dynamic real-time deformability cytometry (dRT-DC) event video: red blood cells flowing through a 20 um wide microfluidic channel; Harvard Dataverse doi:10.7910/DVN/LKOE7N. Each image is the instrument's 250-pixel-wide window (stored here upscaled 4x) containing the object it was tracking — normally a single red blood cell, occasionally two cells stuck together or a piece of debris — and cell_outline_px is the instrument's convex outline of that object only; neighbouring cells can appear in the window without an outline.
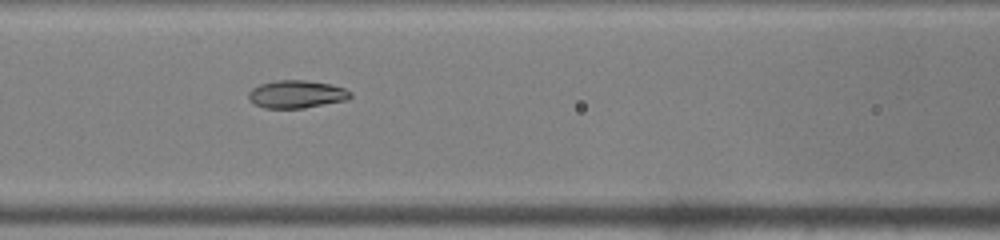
{"species": "common noctule bat (a hibernating species)", "species_latin": "Nyctalus noctula", "temperature_condition": "warm", "stored_images_in_passage": 38, "camera_frame_rate_fps": 3000, "um_per_image_px": 0.085, "animal": {"sex": "male", "body_mass_g": 19.0, "forearm_length_mm": 50.8}, "frame": {"image": 1, "passage_image": 11, "time_ms": 3.333, "image_size_px": [1000, 240], "cell_outline_px": [[352, 96], [348, 100], [304, 108], [264, 108], [256, 104], [248, 96], [248, 92], [252, 88], [260, 84], [276, 80], [308, 80], [332, 84], [344, 88], [352, 92]], "centroid_in_image_um": [25.25, 8.0], "position_along_channel_um": 141.3, "area_um2": 16.59}}
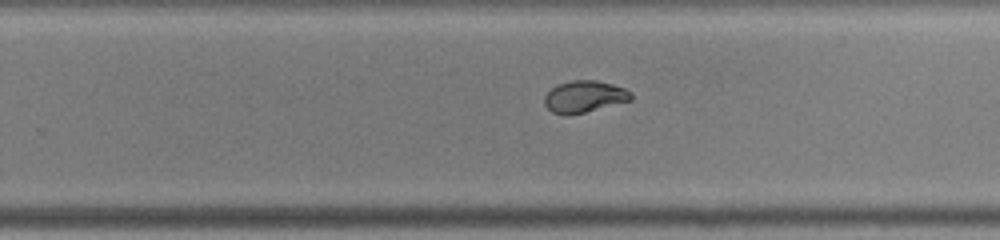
{"frame": {"image": 2, "passage_image": 21, "time_ms": 6.667, "image_size_px": [1000, 240], "cell_outline_px": [[632, 100], [568, 116], [564, 116], [552, 112], [544, 104], [544, 96], [556, 84], [572, 80], [596, 80], [612, 84], [624, 88], [632, 92]], "centroid_in_image_um": [49.65, 8.21], "position_along_channel_um": 280.2, "area_um2": 16.13}}
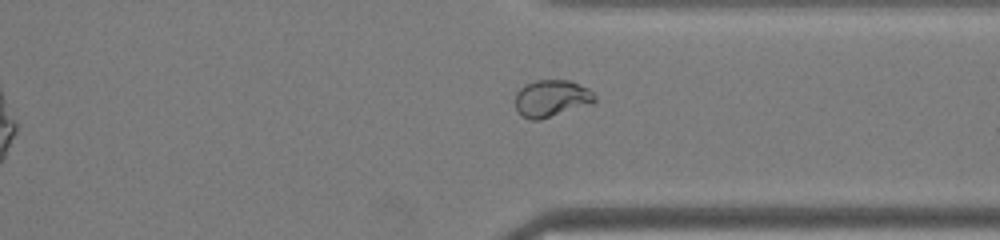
{"frame": {"image": 3, "passage_image": 27, "time_ms": 8.667, "image_size_px": [1000, 240], "cell_outline_px": [[596, 100], [592, 104], [540, 120], [532, 120], [520, 116], [516, 108], [516, 92], [524, 84], [536, 80], [572, 80], [588, 88], [596, 96]], "centroid_in_image_um": [46.88, 8.36], "position_along_channel_um": 364.5, "area_um2": 17.4}}